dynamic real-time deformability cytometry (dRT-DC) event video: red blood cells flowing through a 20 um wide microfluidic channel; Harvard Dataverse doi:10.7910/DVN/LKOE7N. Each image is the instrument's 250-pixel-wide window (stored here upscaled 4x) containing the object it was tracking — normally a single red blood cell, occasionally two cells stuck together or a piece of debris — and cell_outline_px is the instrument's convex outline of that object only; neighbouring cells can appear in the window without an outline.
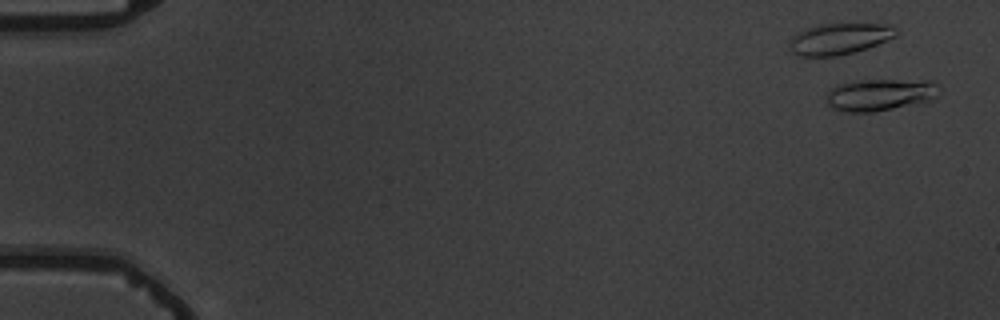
{"species": "common noctule bat (a hibernating species)", "species_latin": "Nyctalus noctula", "temperature_condition": "warm", "stored_images_in_passage": 8, "camera_frame_rate_fps": 3000, "um_per_image_px": 0.085, "animal": {"sex": "male", "body_mass_g": 19.5, "forearm_length_mm": 54.6}, "frame": {"image": 1, "passage_image": 1, "time_ms": 0.0, "image_size_px": [1000, 320], "cell_outline_px": [[940, 96], [932, 100], [872, 112], [848, 112], [832, 108], [828, 104], [824, 96], [836, 84], [856, 80], [932, 80], [936, 84]], "centroid_in_image_um": [74.79, 8.04], "position_along_channel_um": 10.2, "area_um2": 21.15}}
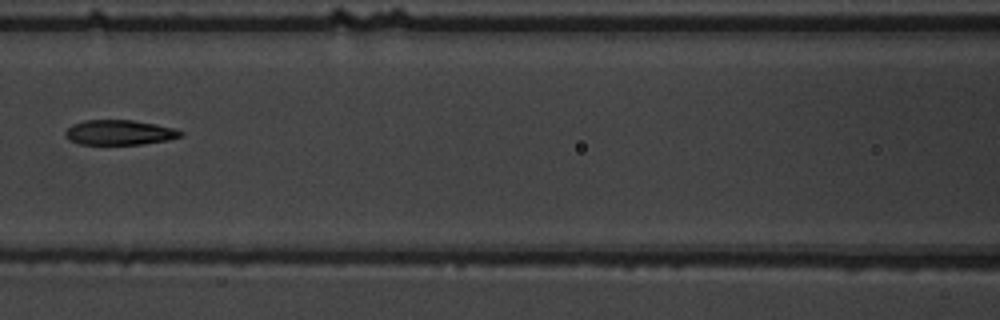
{"frame": {"image": 2, "passage_image": 7, "time_ms": 8.0, "image_size_px": [1000, 320], "cell_outline_px": [[184, 136], [168, 140], [144, 144], [80, 144], [68, 140], [64, 136], [64, 132], [72, 124], [84, 120], [132, 120], [156, 124], [176, 128], [184, 132]], "centroid_in_image_um": [10.17, 11.26], "position_along_channel_um": 156.4, "area_um2": 16.99}}
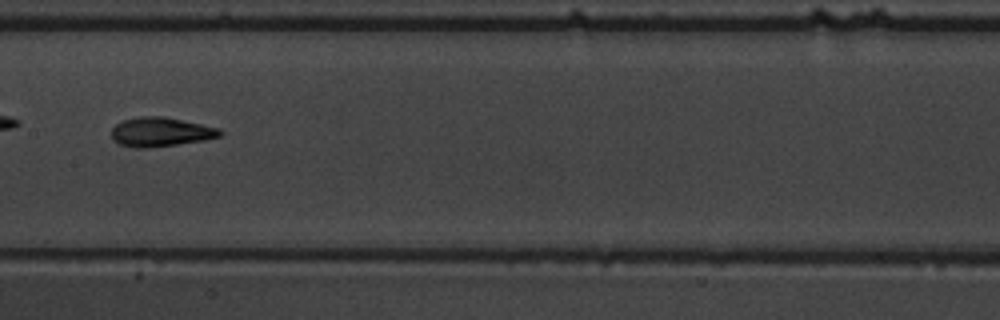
{"frame": {"image": 3, "passage_image": 8, "time_ms": 9.0, "image_size_px": [1000, 320], "cell_outline_px": [[224, 132], [220, 136], [204, 140], [148, 148], [136, 148], [120, 144], [112, 140], [112, 128], [116, 124], [124, 120], [140, 116], [164, 116], [220, 128]], "centroid_in_image_um": [13.66, 11.21], "position_along_channel_um": 193.7, "area_um2": 18.44}}